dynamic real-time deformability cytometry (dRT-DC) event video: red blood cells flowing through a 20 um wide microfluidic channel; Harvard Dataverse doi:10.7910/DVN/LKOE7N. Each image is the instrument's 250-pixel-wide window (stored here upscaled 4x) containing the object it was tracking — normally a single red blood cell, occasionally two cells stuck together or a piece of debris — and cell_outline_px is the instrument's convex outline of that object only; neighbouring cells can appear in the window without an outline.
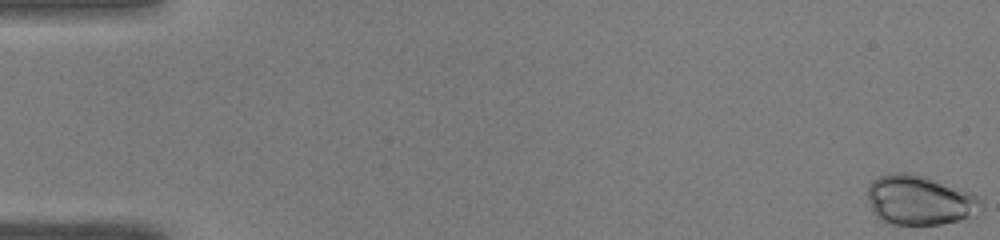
{"species": "common noctule bat (a hibernating species)", "species_latin": "Nyctalus noctula", "temperature_condition": "warm", "stored_images_in_passage": 23, "camera_frame_rate_fps": 3000, "um_per_image_px": 0.085, "animal": {"sex": "male", "body_mass_g": 19.0, "forearm_length_mm": 50.8}, "frame": {"image": 1, "passage_image": 1, "time_ms": 0.0, "image_size_px": [1000, 240], "cell_outline_px": [[980, 200], [968, 216], [960, 220], [940, 224], [892, 224], [876, 216], [872, 212], [868, 196], [868, 184], [872, 180], [880, 176], [892, 172], [912, 172], [928, 176], [972, 192]], "centroid_in_image_um": [78.07, 16.96], "position_along_channel_um": 6.9, "area_um2": 32.48}}
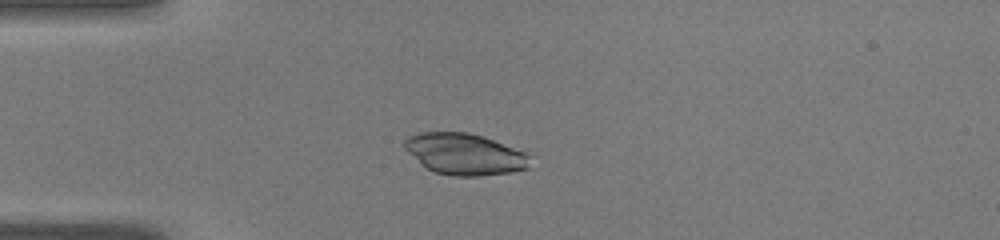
{"frame": {"image": 2, "passage_image": 14, "time_ms": 4.333, "image_size_px": [1000, 240], "cell_outline_px": [[532, 156], [528, 168], [512, 172], [480, 176], [452, 176], [432, 172], [420, 164], [404, 148], [404, 140], [408, 136], [420, 132], [468, 132], [484, 136], [528, 152]], "centroid_in_image_um": [39.53, 13.1], "position_along_channel_um": 45.5, "area_um2": 30.81}}
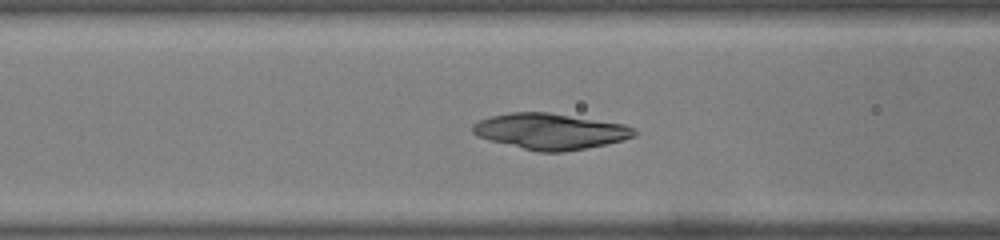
{"frame": {"image": 3, "passage_image": 21, "time_ms": 6.667, "image_size_px": [1000, 240], "cell_outline_px": [[636, 136], [624, 140], [564, 152], [540, 152], [488, 140], [476, 136], [472, 132], [472, 124], [480, 120], [492, 116], [512, 112], [548, 112], [624, 124], [636, 128]], "centroid_in_image_um": [46.77, 11.16], "position_along_channel_um": 119.8, "area_um2": 33.7}}